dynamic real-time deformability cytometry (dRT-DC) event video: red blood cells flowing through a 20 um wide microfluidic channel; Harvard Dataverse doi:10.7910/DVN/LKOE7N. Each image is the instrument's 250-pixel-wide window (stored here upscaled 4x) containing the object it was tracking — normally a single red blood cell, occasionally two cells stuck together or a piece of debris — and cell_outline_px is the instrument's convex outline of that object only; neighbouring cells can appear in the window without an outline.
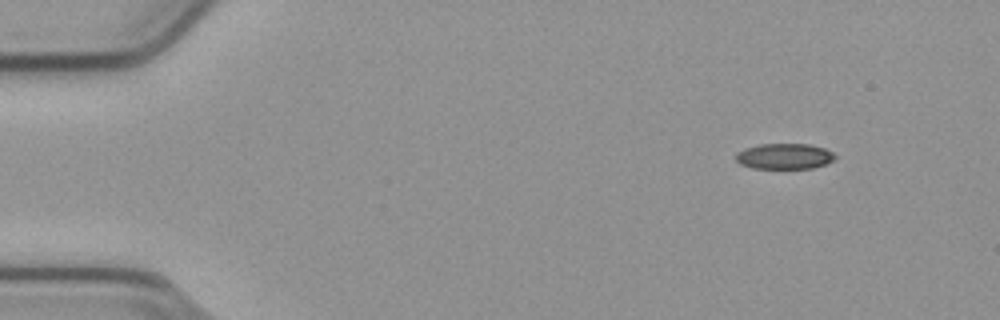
{"species": "common noctule bat (a hibernating species)", "species_latin": "Nyctalus noctula", "temperature_condition": "cold", "stored_images_in_passage": 48, "camera_frame_rate_fps": 3000, "um_per_image_px": 0.085, "animal": {"sex": "male", "body_mass_g": 23.1, "forearm_length_mm": 52.7}, "frame": {"image": 1, "passage_image": 1, "time_ms": 0.0, "image_size_px": [1000, 320], "cell_outline_px": [[836, 156], [832, 160], [824, 164], [812, 168], [752, 168], [740, 164], [736, 160], [736, 152], [744, 148], [760, 144], [808, 144], [824, 148], [832, 152]], "centroid_in_image_um": [66.63, 13.28], "position_along_channel_um": 18.4, "area_um2": 14.74}}
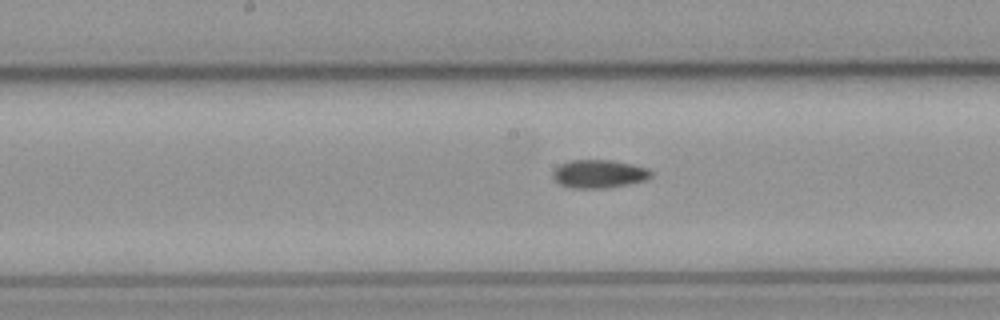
{"frame": {"image": 2, "passage_image": 23, "time_ms": 7.333, "image_size_px": [1000, 320], "cell_outline_px": [[652, 176], [644, 180], [628, 184], [608, 188], [572, 188], [560, 184], [552, 176], [552, 172], [560, 164], [572, 160], [612, 160], [632, 164], [648, 168], [652, 172]], "centroid_in_image_um": [50.92, 14.78], "position_along_channel_um": 197.3, "area_um2": 16.13}}
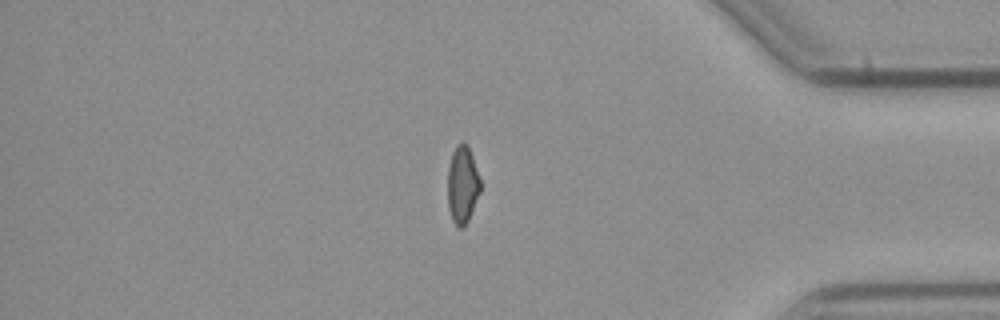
{"frame": {"image": 3, "passage_image": 41, "time_ms": 13.333, "image_size_px": [1000, 320], "cell_outline_px": [[480, 192], [468, 220], [460, 228], [452, 220], [448, 208], [448, 168], [452, 152], [456, 144], [468, 144], [480, 180]], "centroid_in_image_um": [39.3, 15.68], "position_along_channel_um": 395.9, "area_um2": 14.51}}